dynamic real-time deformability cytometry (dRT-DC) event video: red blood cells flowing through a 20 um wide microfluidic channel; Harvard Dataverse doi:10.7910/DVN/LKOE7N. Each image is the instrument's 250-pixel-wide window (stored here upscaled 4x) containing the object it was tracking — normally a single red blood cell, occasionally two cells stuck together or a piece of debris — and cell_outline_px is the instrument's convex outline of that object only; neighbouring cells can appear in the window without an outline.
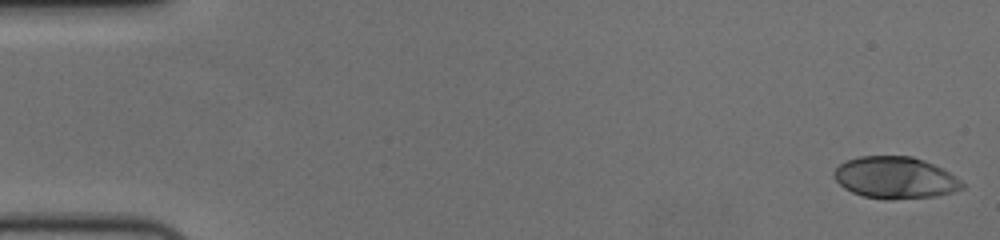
{"species": "human", "species_latin": "Homo sapiens", "temperature_condition": "cold", "stored_images_in_passage": 56, "camera_frame_rate_fps": 3000, "um_per_image_px": 0.085, "donor": {"sex": "female"}, "frame": {"image": 1, "passage_image": 1, "time_ms": 0.0, "image_size_px": [1000, 240], "cell_outline_px": [[964, 188], [952, 192], [936, 196], [888, 200], [884, 200], [864, 196], [852, 192], [844, 188], [832, 176], [832, 172], [840, 164], [848, 160], [860, 156], [912, 156], [924, 160], [956, 176], [964, 184]], "centroid_in_image_um": [76.07, 15.11], "position_along_channel_um": 8.9, "area_um2": 31.21}}
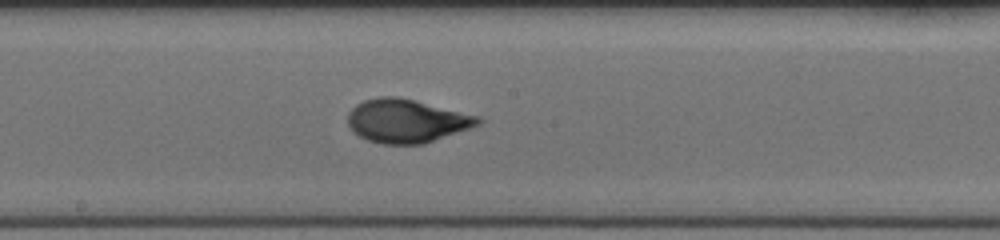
{"frame": {"image": 2, "passage_image": 30, "time_ms": 9.667, "image_size_px": [1000, 240], "cell_outline_px": [[484, 120], [480, 124], [424, 144], [380, 144], [368, 140], [352, 132], [348, 124], [348, 112], [356, 104], [364, 100], [380, 96], [396, 96], [480, 116]], "centroid_in_image_um": [34.54, 10.28], "position_along_channel_um": 213.7, "area_um2": 32.95}}
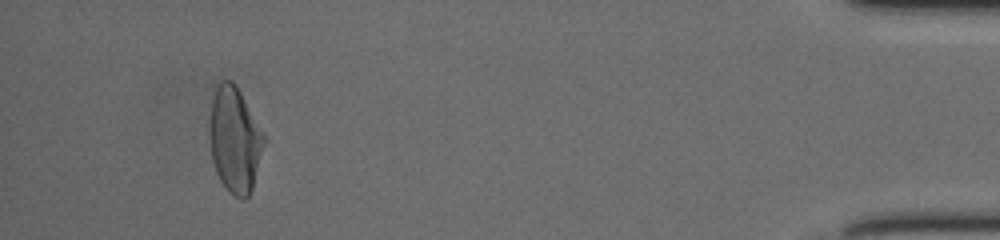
{"frame": {"image": 3, "passage_image": 52, "time_ms": 17.0, "image_size_px": [1000, 240], "cell_outline_px": [[264, 144], [252, 188], [248, 196], [244, 200], [240, 200], [232, 196], [228, 192], [220, 180], [216, 172], [212, 160], [208, 136], [208, 132], [212, 100], [216, 84], [220, 80], [232, 80], [240, 92], [264, 136]], "centroid_in_image_um": [19.9, 11.91], "position_along_channel_um": 415.3, "area_um2": 33.35}, "authors_computed_cell_mechanics": {"area_um2": 32.1946, "velocity_mm_per_s": 3.6858, "shape_relaxation_time_tau1_ms": 5.3406, "shape_relaxation_time_tau2_ms": null, "deformation_change_tau1": 0.218, "deformation_change_tau2": null}}